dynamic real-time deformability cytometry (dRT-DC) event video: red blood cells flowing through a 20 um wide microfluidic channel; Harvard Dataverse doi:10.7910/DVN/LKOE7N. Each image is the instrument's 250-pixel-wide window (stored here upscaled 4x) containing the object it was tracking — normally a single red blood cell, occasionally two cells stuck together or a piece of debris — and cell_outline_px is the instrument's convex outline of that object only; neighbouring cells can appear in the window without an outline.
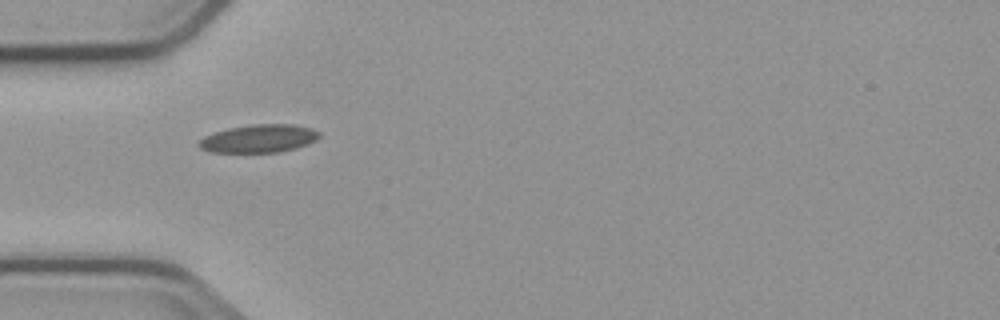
{"species": "common noctule bat (a hibernating species)", "species_latin": "Nyctalus noctula", "temperature_condition": "cold", "stored_images_in_passage": 2, "camera_frame_rate_fps": 3000, "um_per_image_px": 0.085, "animal": {"sex": "male", "body_mass_g": 23.1, "forearm_length_mm": 52.7}, "frame": {"image": 1, "passage_image": 1, "time_ms": 0.0, "image_size_px": [1000, 320], "cell_outline_px": [[320, 136], [316, 140], [308, 144], [296, 148], [280, 152], [212, 152], [200, 148], [196, 144], [204, 136], [228, 128], [252, 124], [292, 124], [312, 128], [320, 132]], "centroid_in_image_um": [22.02, 11.77], "position_along_channel_um": 63.0, "area_um2": 19.71}}
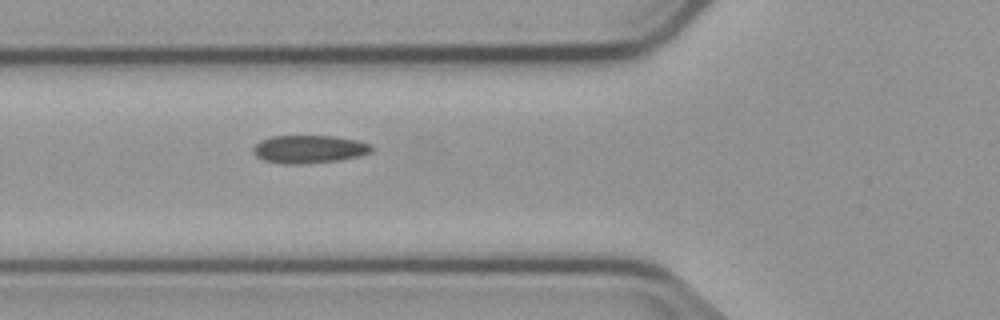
{"frame": {"image": 2, "passage_image": 2, "time_ms": 1.0, "image_size_px": [1000, 320], "cell_outline_px": [[372, 152], [360, 156], [340, 160], [304, 164], [284, 164], [264, 160], [256, 156], [252, 152], [252, 148], [260, 140], [272, 136], [336, 136], [360, 140], [372, 144]], "centroid_in_image_um": [26.3, 12.68], "position_along_channel_um": 99.5, "area_um2": 19.59}}